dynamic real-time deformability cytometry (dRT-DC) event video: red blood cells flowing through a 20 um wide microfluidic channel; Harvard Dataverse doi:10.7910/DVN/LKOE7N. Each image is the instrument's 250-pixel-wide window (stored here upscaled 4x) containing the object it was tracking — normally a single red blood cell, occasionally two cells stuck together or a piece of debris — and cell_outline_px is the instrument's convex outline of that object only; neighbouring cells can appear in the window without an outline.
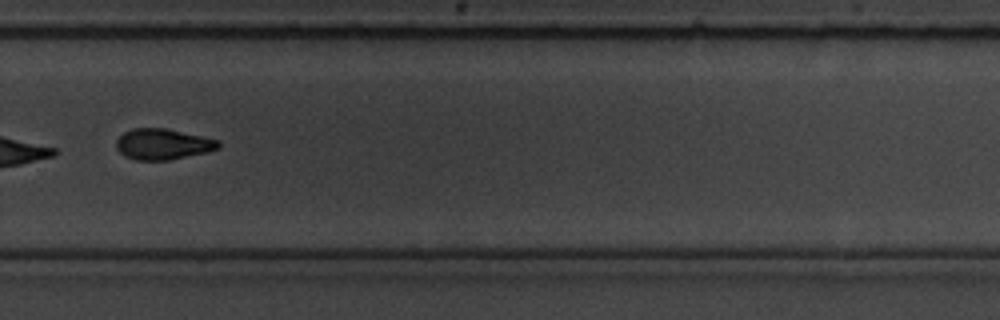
{"species": "common noctule bat (a hibernating species)", "species_latin": "Nyctalus noctula", "temperature_condition": "room temperature", "stored_images_in_passage": 15, "camera_frame_rate_fps": 3000, "um_per_image_px": 0.085, "animal": {"sex": "male", "body_mass_g": 19.5, "forearm_length_mm": 54.6}, "frame": {"image": 1, "passage_image": 11, "time_ms": 11.333, "image_size_px": [1000, 320], "cell_outline_px": [[220, 148], [208, 152], [168, 160], [136, 160], [124, 156], [116, 148], [116, 140], [124, 132], [132, 128], [164, 128], [220, 140]], "centroid_in_image_um": [13.84, 12.26], "position_along_channel_um": 316.0, "area_um2": 18.38}, "authors_computed_cell_mechanics": {"area_um2": 18.6116, "velocity_mm_per_s": 3.7878, "shape_relaxation_time_tau1_ms": 3.0037, "shape_relaxation_time_tau2_ms": 4.0459, "deformation_change_tau1": 0.1149, "deformation_change_tau2": 0.0737}}